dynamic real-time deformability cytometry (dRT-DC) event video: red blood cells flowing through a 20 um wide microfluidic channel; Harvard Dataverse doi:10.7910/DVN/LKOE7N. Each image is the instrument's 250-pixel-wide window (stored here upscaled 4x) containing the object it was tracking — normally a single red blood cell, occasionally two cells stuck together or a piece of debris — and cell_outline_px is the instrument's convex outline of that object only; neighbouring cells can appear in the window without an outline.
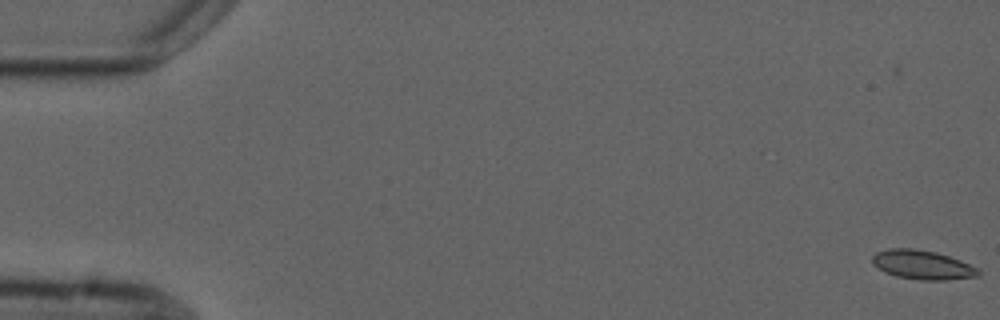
{"species": "common noctule bat (a hibernating species)", "species_latin": "Nyctalus noctula", "temperature_condition": "cold", "stored_images_in_passage": 5, "camera_frame_rate_fps": 3000, "um_per_image_px": 0.085, "animal": {"sex": "male", "forearm_length_mm": 52.5}, "frame": {"image": 1, "passage_image": 1, "time_ms": 0.0, "image_size_px": [1000, 320], "cell_outline_px": [[980, 276], [944, 280], [920, 280], [896, 276], [884, 272], [872, 264], [872, 256], [876, 252], [888, 248], [912, 248], [936, 252], [960, 260], [980, 268]], "centroid_in_image_um": [78.41, 22.51], "position_along_channel_um": 6.6, "area_um2": 18.15}}